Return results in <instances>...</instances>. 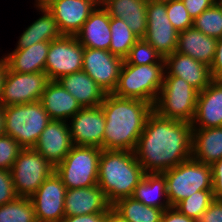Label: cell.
Returning <instances> with one entry per match:
<instances>
[{"label":"cell","mask_w":222,"mask_h":222,"mask_svg":"<svg viewBox=\"0 0 222 222\" xmlns=\"http://www.w3.org/2000/svg\"><path fill=\"white\" fill-rule=\"evenodd\" d=\"M191 123L172 120L152 111L134 150L145 173H163L191 158Z\"/></svg>","instance_id":"cell-1"},{"label":"cell","mask_w":222,"mask_h":222,"mask_svg":"<svg viewBox=\"0 0 222 222\" xmlns=\"http://www.w3.org/2000/svg\"><path fill=\"white\" fill-rule=\"evenodd\" d=\"M100 106L105 115L103 149L134 151L153 105L108 93Z\"/></svg>","instance_id":"cell-2"},{"label":"cell","mask_w":222,"mask_h":222,"mask_svg":"<svg viewBox=\"0 0 222 222\" xmlns=\"http://www.w3.org/2000/svg\"><path fill=\"white\" fill-rule=\"evenodd\" d=\"M144 176L145 171L134 151L102 149L97 185L111 205L121 198L132 197Z\"/></svg>","instance_id":"cell-3"},{"label":"cell","mask_w":222,"mask_h":222,"mask_svg":"<svg viewBox=\"0 0 222 222\" xmlns=\"http://www.w3.org/2000/svg\"><path fill=\"white\" fill-rule=\"evenodd\" d=\"M165 74V63L132 65L123 63L113 94L155 105Z\"/></svg>","instance_id":"cell-4"},{"label":"cell","mask_w":222,"mask_h":222,"mask_svg":"<svg viewBox=\"0 0 222 222\" xmlns=\"http://www.w3.org/2000/svg\"><path fill=\"white\" fill-rule=\"evenodd\" d=\"M4 133L23 149L33 148L51 121L40 101L4 107Z\"/></svg>","instance_id":"cell-5"},{"label":"cell","mask_w":222,"mask_h":222,"mask_svg":"<svg viewBox=\"0 0 222 222\" xmlns=\"http://www.w3.org/2000/svg\"><path fill=\"white\" fill-rule=\"evenodd\" d=\"M169 204L174 207L200 190H212V167L192 157L163 172Z\"/></svg>","instance_id":"cell-6"},{"label":"cell","mask_w":222,"mask_h":222,"mask_svg":"<svg viewBox=\"0 0 222 222\" xmlns=\"http://www.w3.org/2000/svg\"><path fill=\"white\" fill-rule=\"evenodd\" d=\"M199 92L181 77L164 76L153 110L160 116L191 123Z\"/></svg>","instance_id":"cell-7"},{"label":"cell","mask_w":222,"mask_h":222,"mask_svg":"<svg viewBox=\"0 0 222 222\" xmlns=\"http://www.w3.org/2000/svg\"><path fill=\"white\" fill-rule=\"evenodd\" d=\"M101 151L98 147L73 145L63 161L55 167L56 174L67 189L97 185Z\"/></svg>","instance_id":"cell-8"},{"label":"cell","mask_w":222,"mask_h":222,"mask_svg":"<svg viewBox=\"0 0 222 222\" xmlns=\"http://www.w3.org/2000/svg\"><path fill=\"white\" fill-rule=\"evenodd\" d=\"M18 197L30 198L55 167L33 148L22 149L10 169Z\"/></svg>","instance_id":"cell-9"},{"label":"cell","mask_w":222,"mask_h":222,"mask_svg":"<svg viewBox=\"0 0 222 222\" xmlns=\"http://www.w3.org/2000/svg\"><path fill=\"white\" fill-rule=\"evenodd\" d=\"M179 32L168 19L166 1H147V30L144 38L163 58L177 49Z\"/></svg>","instance_id":"cell-10"},{"label":"cell","mask_w":222,"mask_h":222,"mask_svg":"<svg viewBox=\"0 0 222 222\" xmlns=\"http://www.w3.org/2000/svg\"><path fill=\"white\" fill-rule=\"evenodd\" d=\"M49 81L45 72L17 73L8 69L0 104L5 107L40 101Z\"/></svg>","instance_id":"cell-11"},{"label":"cell","mask_w":222,"mask_h":222,"mask_svg":"<svg viewBox=\"0 0 222 222\" xmlns=\"http://www.w3.org/2000/svg\"><path fill=\"white\" fill-rule=\"evenodd\" d=\"M84 46L75 36L63 35L50 41L45 73L49 80H58L60 77L82 70Z\"/></svg>","instance_id":"cell-12"},{"label":"cell","mask_w":222,"mask_h":222,"mask_svg":"<svg viewBox=\"0 0 222 222\" xmlns=\"http://www.w3.org/2000/svg\"><path fill=\"white\" fill-rule=\"evenodd\" d=\"M124 59L109 50L84 47L82 70L85 71L106 94L115 90Z\"/></svg>","instance_id":"cell-13"},{"label":"cell","mask_w":222,"mask_h":222,"mask_svg":"<svg viewBox=\"0 0 222 222\" xmlns=\"http://www.w3.org/2000/svg\"><path fill=\"white\" fill-rule=\"evenodd\" d=\"M67 188L54 172L30 197L37 222H61L65 217L64 201Z\"/></svg>","instance_id":"cell-14"},{"label":"cell","mask_w":222,"mask_h":222,"mask_svg":"<svg viewBox=\"0 0 222 222\" xmlns=\"http://www.w3.org/2000/svg\"><path fill=\"white\" fill-rule=\"evenodd\" d=\"M68 123L73 145L103 149L105 115L101 106L81 108Z\"/></svg>","instance_id":"cell-15"},{"label":"cell","mask_w":222,"mask_h":222,"mask_svg":"<svg viewBox=\"0 0 222 222\" xmlns=\"http://www.w3.org/2000/svg\"><path fill=\"white\" fill-rule=\"evenodd\" d=\"M72 147L69 123L51 120L41 133L33 149L56 167L63 161Z\"/></svg>","instance_id":"cell-16"},{"label":"cell","mask_w":222,"mask_h":222,"mask_svg":"<svg viewBox=\"0 0 222 222\" xmlns=\"http://www.w3.org/2000/svg\"><path fill=\"white\" fill-rule=\"evenodd\" d=\"M99 4V0H57L47 9L63 35L75 36Z\"/></svg>","instance_id":"cell-17"},{"label":"cell","mask_w":222,"mask_h":222,"mask_svg":"<svg viewBox=\"0 0 222 222\" xmlns=\"http://www.w3.org/2000/svg\"><path fill=\"white\" fill-rule=\"evenodd\" d=\"M164 76L181 77L198 92L203 91L212 81L210 67L190 56L174 52L164 58Z\"/></svg>","instance_id":"cell-18"},{"label":"cell","mask_w":222,"mask_h":222,"mask_svg":"<svg viewBox=\"0 0 222 222\" xmlns=\"http://www.w3.org/2000/svg\"><path fill=\"white\" fill-rule=\"evenodd\" d=\"M192 128L222 127V81L213 80L199 92Z\"/></svg>","instance_id":"cell-19"},{"label":"cell","mask_w":222,"mask_h":222,"mask_svg":"<svg viewBox=\"0 0 222 222\" xmlns=\"http://www.w3.org/2000/svg\"><path fill=\"white\" fill-rule=\"evenodd\" d=\"M111 206L98 185L66 190L65 216L105 213Z\"/></svg>","instance_id":"cell-20"},{"label":"cell","mask_w":222,"mask_h":222,"mask_svg":"<svg viewBox=\"0 0 222 222\" xmlns=\"http://www.w3.org/2000/svg\"><path fill=\"white\" fill-rule=\"evenodd\" d=\"M75 37L86 48L109 50L111 32L108 11L99 4Z\"/></svg>","instance_id":"cell-21"},{"label":"cell","mask_w":222,"mask_h":222,"mask_svg":"<svg viewBox=\"0 0 222 222\" xmlns=\"http://www.w3.org/2000/svg\"><path fill=\"white\" fill-rule=\"evenodd\" d=\"M40 102L51 120L66 121L82 107L57 80H50L41 95Z\"/></svg>","instance_id":"cell-22"},{"label":"cell","mask_w":222,"mask_h":222,"mask_svg":"<svg viewBox=\"0 0 222 222\" xmlns=\"http://www.w3.org/2000/svg\"><path fill=\"white\" fill-rule=\"evenodd\" d=\"M57 81L82 108L100 106L106 96L105 91L83 70L64 75Z\"/></svg>","instance_id":"cell-23"},{"label":"cell","mask_w":222,"mask_h":222,"mask_svg":"<svg viewBox=\"0 0 222 222\" xmlns=\"http://www.w3.org/2000/svg\"><path fill=\"white\" fill-rule=\"evenodd\" d=\"M50 41H41L28 48L6 50L2 57L8 69L17 73L45 72Z\"/></svg>","instance_id":"cell-24"},{"label":"cell","mask_w":222,"mask_h":222,"mask_svg":"<svg viewBox=\"0 0 222 222\" xmlns=\"http://www.w3.org/2000/svg\"><path fill=\"white\" fill-rule=\"evenodd\" d=\"M148 0H106L102 6L110 17L122 19L139 38H144L147 30Z\"/></svg>","instance_id":"cell-25"},{"label":"cell","mask_w":222,"mask_h":222,"mask_svg":"<svg viewBox=\"0 0 222 222\" xmlns=\"http://www.w3.org/2000/svg\"><path fill=\"white\" fill-rule=\"evenodd\" d=\"M35 8L39 17L30 23L18 36L14 49H23L41 41H52L63 36L57 20L47 8ZM41 14V15H40Z\"/></svg>","instance_id":"cell-26"},{"label":"cell","mask_w":222,"mask_h":222,"mask_svg":"<svg viewBox=\"0 0 222 222\" xmlns=\"http://www.w3.org/2000/svg\"><path fill=\"white\" fill-rule=\"evenodd\" d=\"M217 46V39L209 37L194 27L179 32L176 52L211 66Z\"/></svg>","instance_id":"cell-27"},{"label":"cell","mask_w":222,"mask_h":222,"mask_svg":"<svg viewBox=\"0 0 222 222\" xmlns=\"http://www.w3.org/2000/svg\"><path fill=\"white\" fill-rule=\"evenodd\" d=\"M191 157L209 165L222 159V127L193 128Z\"/></svg>","instance_id":"cell-28"},{"label":"cell","mask_w":222,"mask_h":222,"mask_svg":"<svg viewBox=\"0 0 222 222\" xmlns=\"http://www.w3.org/2000/svg\"><path fill=\"white\" fill-rule=\"evenodd\" d=\"M135 200L155 208L166 210L171 207L166 193V180L163 173H145L135 187L132 196Z\"/></svg>","instance_id":"cell-29"},{"label":"cell","mask_w":222,"mask_h":222,"mask_svg":"<svg viewBox=\"0 0 222 222\" xmlns=\"http://www.w3.org/2000/svg\"><path fill=\"white\" fill-rule=\"evenodd\" d=\"M112 209L127 222H160L163 209L147 206L133 197H124L112 204Z\"/></svg>","instance_id":"cell-30"},{"label":"cell","mask_w":222,"mask_h":222,"mask_svg":"<svg viewBox=\"0 0 222 222\" xmlns=\"http://www.w3.org/2000/svg\"><path fill=\"white\" fill-rule=\"evenodd\" d=\"M111 44L109 51L125 58L135 42L139 39L122 19L110 17Z\"/></svg>","instance_id":"cell-31"},{"label":"cell","mask_w":222,"mask_h":222,"mask_svg":"<svg viewBox=\"0 0 222 222\" xmlns=\"http://www.w3.org/2000/svg\"><path fill=\"white\" fill-rule=\"evenodd\" d=\"M0 222H37L32 200L27 197H17L0 206Z\"/></svg>","instance_id":"cell-32"},{"label":"cell","mask_w":222,"mask_h":222,"mask_svg":"<svg viewBox=\"0 0 222 222\" xmlns=\"http://www.w3.org/2000/svg\"><path fill=\"white\" fill-rule=\"evenodd\" d=\"M193 27L203 34L219 39L222 37V4L215 3L193 20Z\"/></svg>","instance_id":"cell-33"},{"label":"cell","mask_w":222,"mask_h":222,"mask_svg":"<svg viewBox=\"0 0 222 222\" xmlns=\"http://www.w3.org/2000/svg\"><path fill=\"white\" fill-rule=\"evenodd\" d=\"M213 200L214 196L212 190H200L183 199L174 207L180 213L198 221L202 213L207 210Z\"/></svg>","instance_id":"cell-34"},{"label":"cell","mask_w":222,"mask_h":222,"mask_svg":"<svg viewBox=\"0 0 222 222\" xmlns=\"http://www.w3.org/2000/svg\"><path fill=\"white\" fill-rule=\"evenodd\" d=\"M123 63L132 65H148L165 63L163 56H161L153 46H151L145 39L139 38L128 55L124 58Z\"/></svg>","instance_id":"cell-35"},{"label":"cell","mask_w":222,"mask_h":222,"mask_svg":"<svg viewBox=\"0 0 222 222\" xmlns=\"http://www.w3.org/2000/svg\"><path fill=\"white\" fill-rule=\"evenodd\" d=\"M166 10L170 23L178 32L193 27V18L182 0L166 1Z\"/></svg>","instance_id":"cell-36"},{"label":"cell","mask_w":222,"mask_h":222,"mask_svg":"<svg viewBox=\"0 0 222 222\" xmlns=\"http://www.w3.org/2000/svg\"><path fill=\"white\" fill-rule=\"evenodd\" d=\"M23 148L9 135L0 136V169L9 170L13 167L18 154Z\"/></svg>","instance_id":"cell-37"},{"label":"cell","mask_w":222,"mask_h":222,"mask_svg":"<svg viewBox=\"0 0 222 222\" xmlns=\"http://www.w3.org/2000/svg\"><path fill=\"white\" fill-rule=\"evenodd\" d=\"M17 197L11 172L0 169V206L15 200Z\"/></svg>","instance_id":"cell-38"},{"label":"cell","mask_w":222,"mask_h":222,"mask_svg":"<svg viewBox=\"0 0 222 222\" xmlns=\"http://www.w3.org/2000/svg\"><path fill=\"white\" fill-rule=\"evenodd\" d=\"M182 2L193 20L216 3L215 0H182Z\"/></svg>","instance_id":"cell-39"},{"label":"cell","mask_w":222,"mask_h":222,"mask_svg":"<svg viewBox=\"0 0 222 222\" xmlns=\"http://www.w3.org/2000/svg\"><path fill=\"white\" fill-rule=\"evenodd\" d=\"M198 222H222V201L214 199Z\"/></svg>","instance_id":"cell-40"},{"label":"cell","mask_w":222,"mask_h":222,"mask_svg":"<svg viewBox=\"0 0 222 222\" xmlns=\"http://www.w3.org/2000/svg\"><path fill=\"white\" fill-rule=\"evenodd\" d=\"M211 167L213 177V196L214 199L222 201V159L214 162Z\"/></svg>","instance_id":"cell-41"},{"label":"cell","mask_w":222,"mask_h":222,"mask_svg":"<svg viewBox=\"0 0 222 222\" xmlns=\"http://www.w3.org/2000/svg\"><path fill=\"white\" fill-rule=\"evenodd\" d=\"M210 71L213 80H222V37L217 39L215 56Z\"/></svg>","instance_id":"cell-42"},{"label":"cell","mask_w":222,"mask_h":222,"mask_svg":"<svg viewBox=\"0 0 222 222\" xmlns=\"http://www.w3.org/2000/svg\"><path fill=\"white\" fill-rule=\"evenodd\" d=\"M106 221H107V211L105 213L65 216L61 222H106Z\"/></svg>","instance_id":"cell-43"},{"label":"cell","mask_w":222,"mask_h":222,"mask_svg":"<svg viewBox=\"0 0 222 222\" xmlns=\"http://www.w3.org/2000/svg\"><path fill=\"white\" fill-rule=\"evenodd\" d=\"M160 222H198L180 213L175 207L164 210Z\"/></svg>","instance_id":"cell-44"},{"label":"cell","mask_w":222,"mask_h":222,"mask_svg":"<svg viewBox=\"0 0 222 222\" xmlns=\"http://www.w3.org/2000/svg\"><path fill=\"white\" fill-rule=\"evenodd\" d=\"M0 57H1L0 58V100H1L4 80L8 71V66L4 58L2 56Z\"/></svg>","instance_id":"cell-45"},{"label":"cell","mask_w":222,"mask_h":222,"mask_svg":"<svg viewBox=\"0 0 222 222\" xmlns=\"http://www.w3.org/2000/svg\"><path fill=\"white\" fill-rule=\"evenodd\" d=\"M106 222H127L118 213H116L112 206L107 210V221Z\"/></svg>","instance_id":"cell-46"},{"label":"cell","mask_w":222,"mask_h":222,"mask_svg":"<svg viewBox=\"0 0 222 222\" xmlns=\"http://www.w3.org/2000/svg\"><path fill=\"white\" fill-rule=\"evenodd\" d=\"M55 1H57V0H34V2H32V4H34L33 7L47 8Z\"/></svg>","instance_id":"cell-47"},{"label":"cell","mask_w":222,"mask_h":222,"mask_svg":"<svg viewBox=\"0 0 222 222\" xmlns=\"http://www.w3.org/2000/svg\"><path fill=\"white\" fill-rule=\"evenodd\" d=\"M4 120H5L4 106L0 104V136L5 134L4 133Z\"/></svg>","instance_id":"cell-48"},{"label":"cell","mask_w":222,"mask_h":222,"mask_svg":"<svg viewBox=\"0 0 222 222\" xmlns=\"http://www.w3.org/2000/svg\"><path fill=\"white\" fill-rule=\"evenodd\" d=\"M216 3L222 4V0H215Z\"/></svg>","instance_id":"cell-49"},{"label":"cell","mask_w":222,"mask_h":222,"mask_svg":"<svg viewBox=\"0 0 222 222\" xmlns=\"http://www.w3.org/2000/svg\"><path fill=\"white\" fill-rule=\"evenodd\" d=\"M106 0H99V3L102 5Z\"/></svg>","instance_id":"cell-50"}]
</instances>
